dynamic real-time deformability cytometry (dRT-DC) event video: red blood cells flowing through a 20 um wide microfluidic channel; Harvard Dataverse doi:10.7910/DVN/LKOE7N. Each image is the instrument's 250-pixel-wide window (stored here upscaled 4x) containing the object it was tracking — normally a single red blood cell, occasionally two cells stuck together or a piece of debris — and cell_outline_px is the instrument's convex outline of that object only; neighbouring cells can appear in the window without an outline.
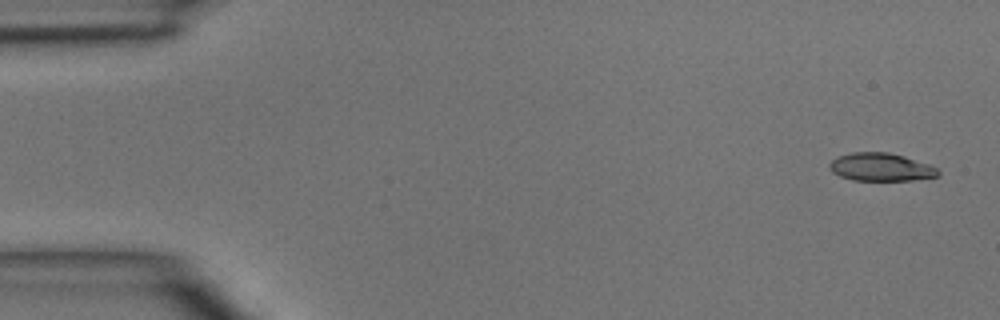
{"species": "common noctule bat (a hibernating species)", "species_latin": "Nyctalus noctula", "temperature_condition": "room temperature", "stored_images_in_passage": 6, "camera_frame_rate_fps": 3000, "um_per_image_px": 0.085, "animal": {"sex": "male", "body_mass_g": 15.6}, "frame": {"image": 1, "passage_image": 1, "time_ms": 0.0, "image_size_px": [1000, 320], "cell_outline_px": [[940, 176], [912, 180], [852, 180], [840, 176], [832, 172], [828, 168], [828, 164], [832, 160], [840, 156], [852, 152], [888, 152], [904, 156], [928, 164], [936, 168], [940, 172]], "centroid_in_image_um": [74.86, 14.2], "position_along_channel_um": 10.1, "area_um2": 17.69}}
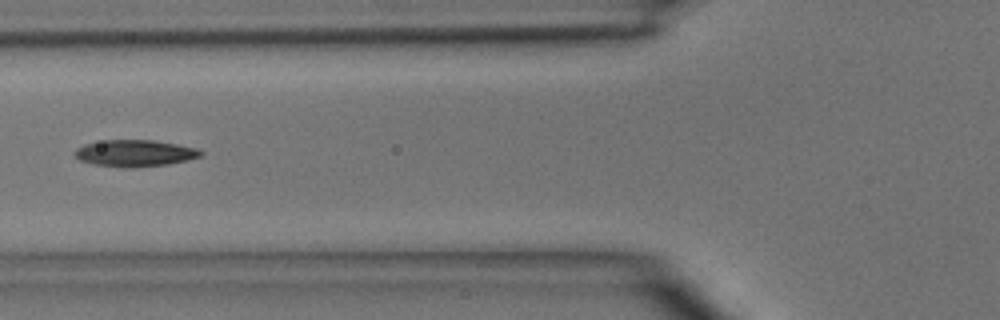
{"frame": {"image": 2, "passage_image": 5, "time_ms": 5.333, "image_size_px": [1000, 320], "cell_outline_px": [[204, 152], [200, 156], [188, 160], [168, 164], [132, 168], [92, 164], [80, 160], [72, 152], [76, 148], [84, 144], [104, 140], [152, 140], [176, 144], [196, 148]], "centroid_in_image_um": [11.44, 13.02], "position_along_channel_um": 114.4, "area_um2": 19.54}}
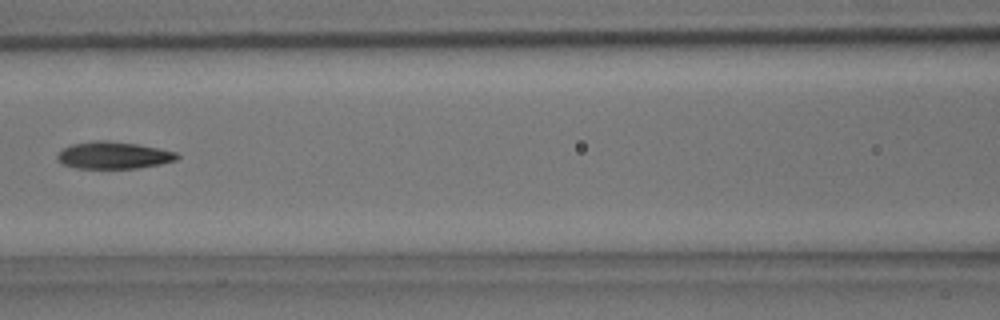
{"frame": {"image": 3, "passage_image": 6, "time_ms": 6.333, "image_size_px": [1000, 320], "cell_outline_px": [[180, 156], [176, 160], [160, 164], [136, 168], [76, 168], [60, 164], [56, 160], [56, 156], [64, 148], [72, 144], [96, 140], [104, 140], [136, 144], [176, 152]], "centroid_in_image_um": [9.61, 13.2], "position_along_channel_um": 157.0, "area_um2": 18.79}}